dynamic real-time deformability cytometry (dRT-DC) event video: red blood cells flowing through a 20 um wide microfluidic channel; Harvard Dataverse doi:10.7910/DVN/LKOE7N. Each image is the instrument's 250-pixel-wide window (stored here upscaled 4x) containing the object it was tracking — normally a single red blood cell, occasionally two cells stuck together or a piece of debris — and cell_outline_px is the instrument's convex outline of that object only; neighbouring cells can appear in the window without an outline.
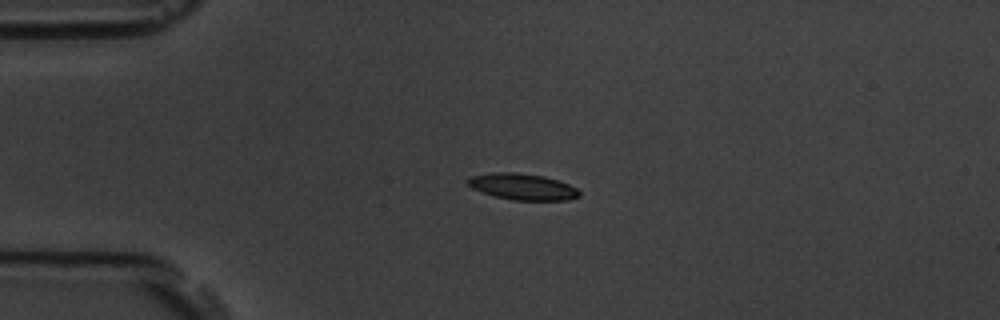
{"species": "common noctule bat (a hibernating species)", "species_latin": "Nyctalus noctula", "temperature_condition": "room temperature", "stored_images_in_passage": 6, "camera_frame_rate_fps": 3000, "um_per_image_px": 0.085, "animal": {"sex": "male", "body_mass_g": 19.5, "forearm_length_mm": 54.6}, "frame": {"image": 1, "passage_image": 4, "time_ms": 3.333, "image_size_px": [1000, 320], "cell_outline_px": [[580, 196], [568, 200], [512, 200], [496, 196], [472, 188], [464, 180], [468, 176], [492, 172], [516, 172], [544, 176], [568, 184], [576, 188], [580, 192]], "centroid_in_image_um": [44.38, 15.86], "position_along_channel_um": 40.6, "area_um2": 17.11}}
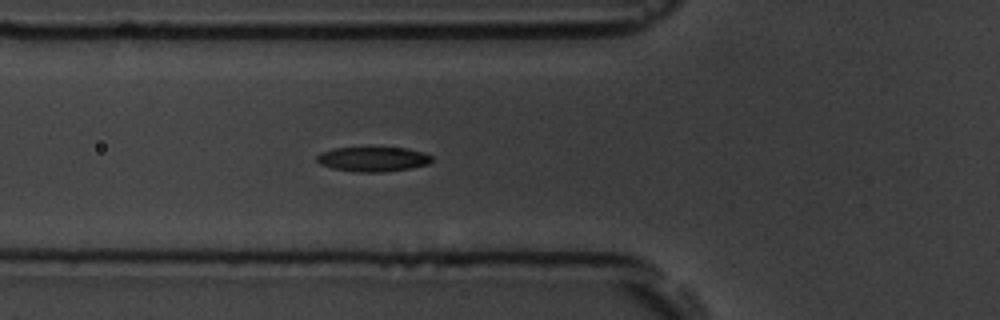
{"frame": {"image": 2, "passage_image": 6, "time_ms": 5.667, "image_size_px": [1000, 320], "cell_outline_px": [[432, 160], [428, 164], [412, 168], [384, 172], [356, 172], [332, 168], [320, 164], [316, 160], [316, 156], [320, 152], [332, 148], [408, 148], [424, 152], [432, 156]], "centroid_in_image_um": [31.7, 13.53], "position_along_channel_um": 94.1, "area_um2": 16.65}}